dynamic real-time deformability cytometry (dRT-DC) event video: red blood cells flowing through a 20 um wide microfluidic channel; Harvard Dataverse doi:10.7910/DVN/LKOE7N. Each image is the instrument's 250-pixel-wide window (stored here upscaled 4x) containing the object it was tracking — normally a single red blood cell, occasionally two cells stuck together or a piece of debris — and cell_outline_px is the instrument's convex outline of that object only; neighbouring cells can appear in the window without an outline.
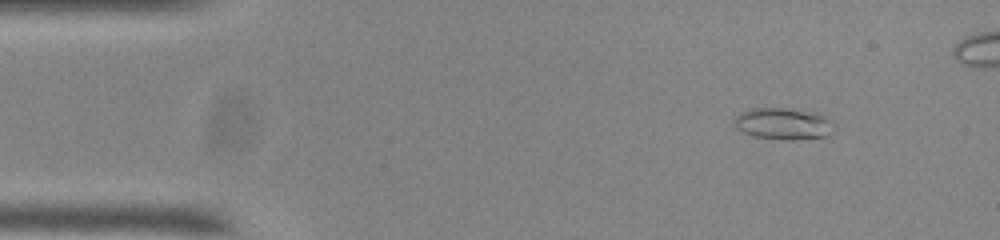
{"species": "common noctule bat (a hibernating species)", "species_latin": "Nyctalus noctula", "temperature_condition": "room temperature", "stored_images_in_passage": 44, "camera_frame_rate_fps": 3000, "um_per_image_px": 0.085, "animal": {"sex": "male", "body_mass_g": 20.0, "forearm_length_mm": 53.3}, "frame": {"image": 1, "passage_image": 1, "time_ms": 0.0, "image_size_px": [1000, 240], "cell_outline_px": [[836, 128], [828, 136], [792, 140], [784, 140], [752, 136], [736, 128], [732, 120], [740, 112], [752, 108], [784, 108], [824, 116], [832, 120], [836, 124]], "centroid_in_image_um": [66.57, 10.54], "position_along_channel_um": 18.4, "area_um2": 18.44}}
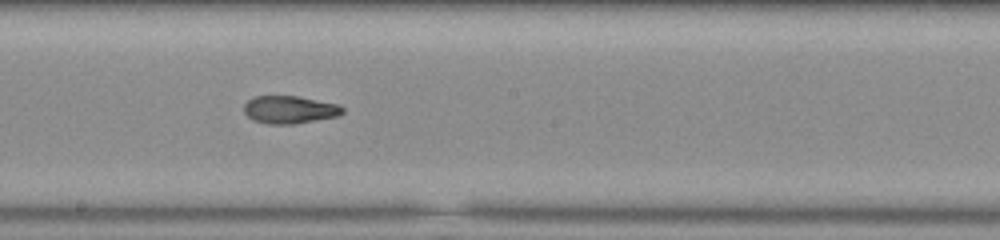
{"frame": {"image": 2, "passage_image": 24, "time_ms": 7.667, "image_size_px": [1000, 240], "cell_outline_px": [[344, 112], [340, 116], [292, 124], [268, 124], [252, 120], [244, 112], [244, 104], [248, 100], [256, 96], [296, 96], [340, 104], [344, 108]], "centroid_in_image_um": [24.64, 9.32], "position_along_channel_um": 223.6, "area_um2": 16.01}}
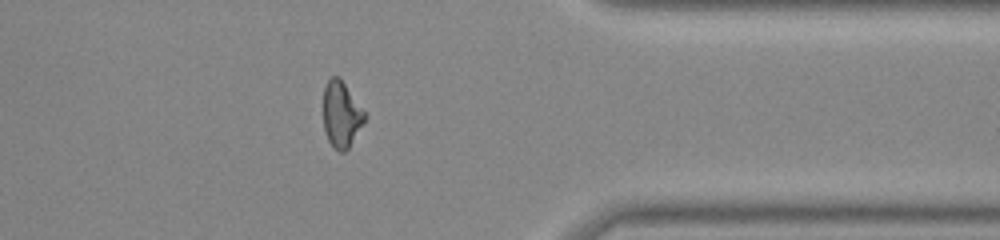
{"frame": {"image": 3, "passage_image": 38, "time_ms": 12.333, "image_size_px": [1000, 240], "cell_outline_px": [[364, 120], [348, 148], [344, 152], [340, 152], [332, 148], [328, 140], [324, 128], [324, 88], [328, 80], [332, 76], [340, 76], [364, 112]], "centroid_in_image_um": [28.98, 9.72], "position_along_channel_um": 382.4, "area_um2": 15.55}, "authors_computed_cell_mechanics": {"area_um2": 16.473, "velocity_mm_per_s": 3.7435, "shape_relaxation_time_tau1_ms": 9.8247, "shape_relaxation_time_tau2_ms": 3.8855, "deformation_change_tau1": 0.2638, "deformation_change_tau2": 0.1018}}